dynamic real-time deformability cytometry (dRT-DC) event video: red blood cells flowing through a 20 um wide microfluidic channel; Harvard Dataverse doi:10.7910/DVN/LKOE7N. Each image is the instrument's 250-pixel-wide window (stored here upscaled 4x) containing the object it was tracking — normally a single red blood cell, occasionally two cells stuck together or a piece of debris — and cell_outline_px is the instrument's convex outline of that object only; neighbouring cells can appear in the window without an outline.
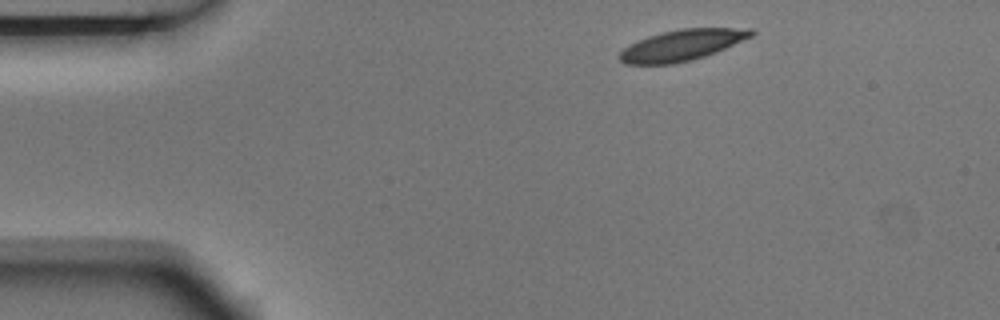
{"species": "Egyptian fruit bat (a non-hibernating species)", "species_latin": "Rousettus aegyptiacus", "temperature_condition": "room temperature", "stored_images_in_passage": 3, "camera_frame_rate_fps": 3000, "um_per_image_px": 0.085, "animal": {"sex": "male"}, "frame": {"image": 1, "passage_image": 1, "time_ms": 0.0, "image_size_px": [1000, 320], "cell_outline_px": [[756, 32], [752, 36], [716, 52], [692, 60], [672, 64], [624, 64], [616, 56], [624, 48], [648, 36], [660, 32], [680, 28], [756, 28]], "centroid_in_image_um": [57.98, 3.83], "position_along_channel_um": 27.0, "area_um2": 23.81}}